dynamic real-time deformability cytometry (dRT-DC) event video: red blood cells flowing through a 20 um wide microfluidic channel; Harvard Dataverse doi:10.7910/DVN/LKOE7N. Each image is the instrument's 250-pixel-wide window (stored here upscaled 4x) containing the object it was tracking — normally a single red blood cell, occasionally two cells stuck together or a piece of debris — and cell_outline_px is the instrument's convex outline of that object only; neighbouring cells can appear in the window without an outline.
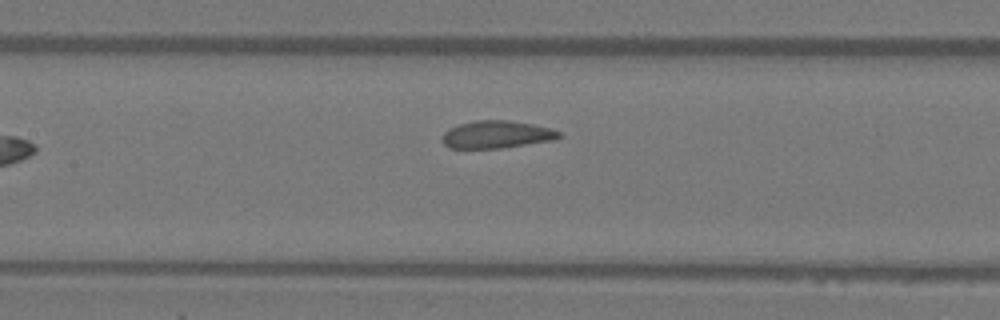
{"species": "Egyptian fruit bat (a non-hibernating species)", "species_latin": "Rousettus aegyptiacus", "temperature_condition": "warm", "stored_images_in_passage": 8, "camera_frame_rate_fps": 3000, "um_per_image_px": 0.085, "animal": {"sex": "female"}, "frame": {"image": 1, "passage_image": 8, "time_ms": 2.333, "image_size_px": [1000, 320], "cell_outline_px": [[564, 136], [552, 140], [500, 148], [448, 148], [444, 144], [444, 132], [448, 128], [460, 124], [476, 120], [508, 120], [532, 124], [548, 128], [560, 132]], "centroid_in_image_um": [42.21, 11.43], "position_along_channel_um": 165.2, "area_um2": 18.5}}